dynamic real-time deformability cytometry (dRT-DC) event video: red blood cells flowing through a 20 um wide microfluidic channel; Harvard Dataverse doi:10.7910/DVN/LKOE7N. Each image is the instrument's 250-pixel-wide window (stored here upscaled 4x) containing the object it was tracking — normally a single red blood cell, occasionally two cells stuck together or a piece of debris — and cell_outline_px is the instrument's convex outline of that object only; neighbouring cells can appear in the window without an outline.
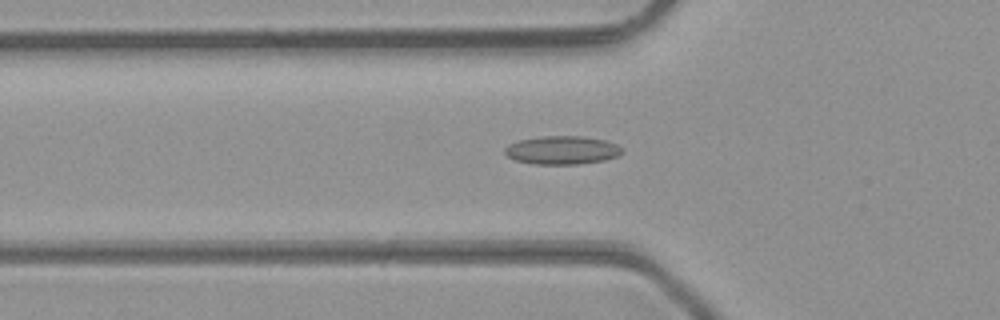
{"species": "common noctule bat (a hibernating species)", "species_latin": "Nyctalus noctula", "temperature_condition": "room temperature", "stored_images_in_passage": 26, "camera_frame_rate_fps": 3000, "um_per_image_px": 0.085, "animal": {"sex": "male", "body_mass_g": 23.1, "forearm_length_mm": 52.7}, "frame": {"image": 1, "passage_image": 4, "time_ms": 1.0, "image_size_px": [1000, 320], "cell_outline_px": [[624, 152], [616, 156], [604, 160], [580, 164], [536, 164], [516, 160], [508, 156], [504, 152], [504, 148], [508, 144], [520, 140], [544, 136], [584, 136], [604, 140], [616, 144], [624, 148]], "centroid_in_image_um": [47.8, 12.76], "position_along_channel_um": 78.0, "area_um2": 19.36}}
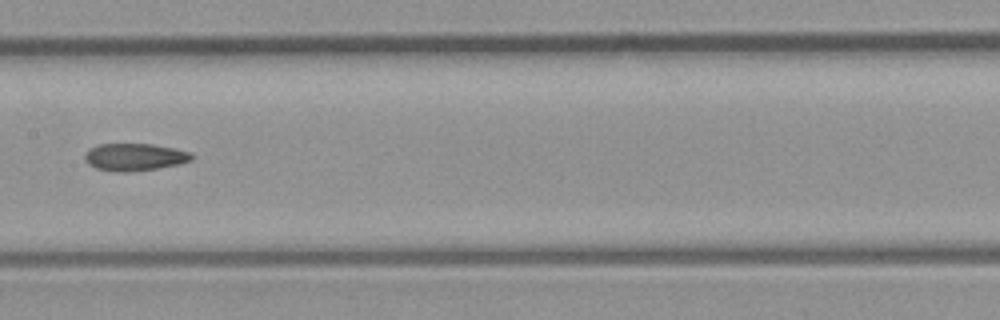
{"frame": {"image": 2, "passage_image": 12, "time_ms": 3.667, "image_size_px": [1000, 320], "cell_outline_px": [[192, 160], [176, 164], [156, 168], [128, 172], [116, 172], [96, 168], [88, 164], [84, 156], [92, 148], [100, 144], [152, 144], [172, 148], [188, 152], [192, 156]], "centroid_in_image_um": [11.41, 13.35], "position_along_channel_um": 196.0, "area_um2": 16.59}}
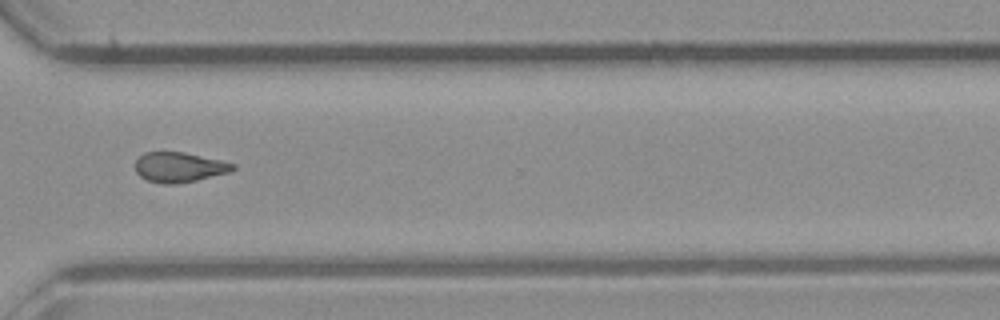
{"frame": {"image": 3, "passage_image": 23, "time_ms": 7.333, "image_size_px": [1000, 320], "cell_outline_px": [[236, 168], [228, 172], [196, 180], [176, 184], [164, 184], [148, 180], [140, 176], [136, 172], [136, 160], [144, 152], [184, 152], [220, 160], [236, 164]], "centroid_in_image_um": [15.22, 14.21], "position_along_channel_um": 355.4, "area_um2": 16.88}, "authors_computed_cell_mechanics": {"area_um2": 17.0799, "velocity_mm_per_s": 4.3593, "shape_relaxation_time_tau1_ms": null, "shape_relaxation_time_tau2_ms": 4.0985, "deformation_change_tau1": null, "deformation_change_tau2": 0.1268}}